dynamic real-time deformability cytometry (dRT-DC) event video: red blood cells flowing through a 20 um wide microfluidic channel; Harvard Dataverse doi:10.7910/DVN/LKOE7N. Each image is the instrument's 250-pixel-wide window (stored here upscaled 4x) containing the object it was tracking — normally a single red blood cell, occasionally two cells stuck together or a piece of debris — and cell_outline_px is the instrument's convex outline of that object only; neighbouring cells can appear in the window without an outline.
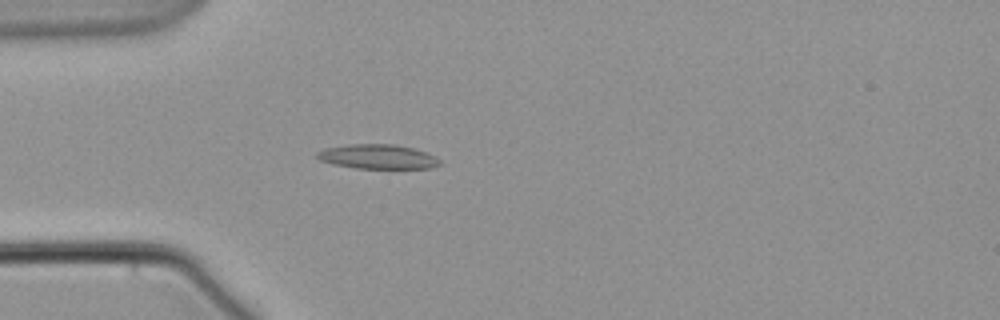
{"species": "common noctule bat (a hibernating species)", "species_latin": "Nyctalus noctula", "temperature_condition": "warm", "stored_images_in_passage": 4, "camera_frame_rate_fps": 3000, "um_per_image_px": 0.085, "animal": {"sex": "male", "body_mass_g": 21.5, "forearm_length_mm": 52.0}, "frame": {"image": 1, "passage_image": 4, "time_ms": 3.667, "image_size_px": [1000, 320], "cell_outline_px": [[440, 164], [428, 168], [356, 168], [332, 164], [320, 160], [316, 156], [316, 152], [324, 148], [348, 144], [396, 144], [416, 148], [440, 160]], "centroid_in_image_um": [32.05, 13.3], "position_along_channel_um": 52.9, "area_um2": 17.46}}